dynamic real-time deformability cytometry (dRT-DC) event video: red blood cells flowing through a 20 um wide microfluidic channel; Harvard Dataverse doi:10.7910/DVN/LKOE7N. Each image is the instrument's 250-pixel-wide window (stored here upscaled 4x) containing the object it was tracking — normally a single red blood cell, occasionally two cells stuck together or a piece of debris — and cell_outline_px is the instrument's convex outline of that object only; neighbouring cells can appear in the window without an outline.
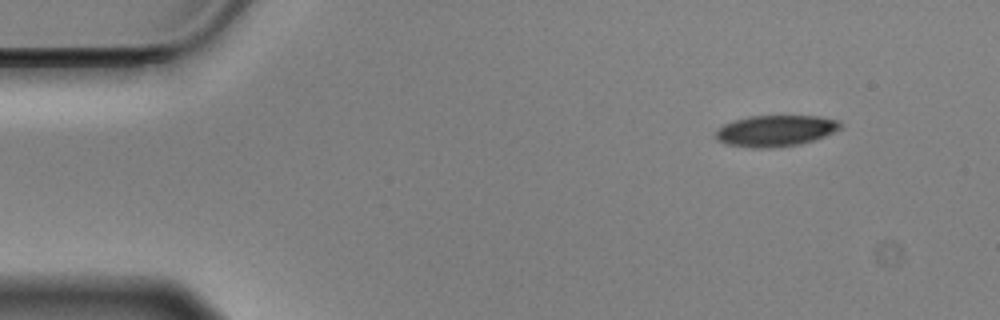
{"species": "Egyptian fruit bat (a non-hibernating species)", "species_latin": "Rousettus aegyptiacus", "temperature_condition": "cold", "stored_images_in_passage": 52, "camera_frame_rate_fps": 3000, "um_per_image_px": 0.085, "animal": {"sex": "male"}, "frame": {"image": 1, "passage_image": 1, "time_ms": 0.0, "image_size_px": [1000, 320], "cell_outline_px": [[840, 128], [824, 136], [800, 144], [772, 148], [756, 148], [728, 144], [716, 140], [716, 128], [724, 124], [748, 116], [820, 116], [840, 120]], "centroid_in_image_um": [65.9, 11.11], "position_along_channel_um": 19.1, "area_um2": 22.54}}
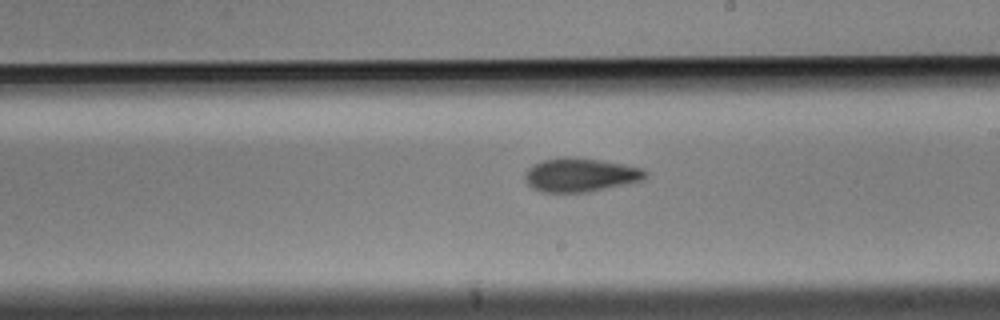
{"frame": {"image": 2, "passage_image": 27, "time_ms": 8.667, "image_size_px": [1000, 320], "cell_outline_px": [[648, 176], [644, 180], [632, 184], [588, 192], [540, 192], [532, 188], [524, 180], [524, 172], [532, 164], [540, 160], [564, 156], [600, 160], [624, 164], [644, 168], [648, 172]], "centroid_in_image_um": [49.36, 14.87], "position_along_channel_um": 239.6, "area_um2": 24.33}}
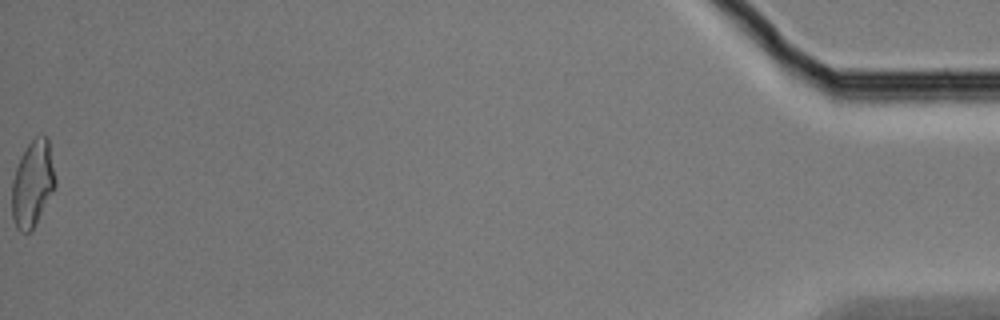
{"frame": {"image": 3, "passage_image": 52, "time_ms": 17.0, "image_size_px": [1000, 320], "cell_outline_px": [[56, 184], [32, 232], [20, 232], [16, 228], [12, 216], [12, 180], [20, 156], [28, 144], [40, 132], [48, 136], [56, 180]], "centroid_in_image_um": [2.77, 15.59], "position_along_channel_um": 432.4, "area_um2": 22.02}, "authors_computed_cell_mechanics": {"area_um2": 22.9177, "velocity_mm_per_s": 3.5257, "shape_relaxation_time_tau1_ms": 5.0842, "shape_relaxation_time_tau2_ms": 5.0217, "deformation_change_tau1": 0.127, "deformation_change_tau2": 0.1248}}